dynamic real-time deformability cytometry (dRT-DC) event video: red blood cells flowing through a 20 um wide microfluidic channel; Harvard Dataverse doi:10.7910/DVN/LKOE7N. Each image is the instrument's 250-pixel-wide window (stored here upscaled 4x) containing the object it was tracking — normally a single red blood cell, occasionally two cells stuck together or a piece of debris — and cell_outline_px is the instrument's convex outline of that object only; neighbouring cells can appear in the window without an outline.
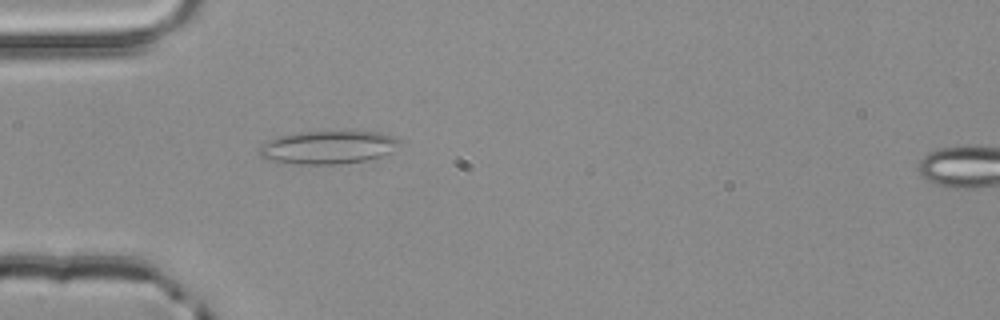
{"species": "common noctule bat (a hibernating species)", "species_latin": "Nyctalus noctula", "temperature_condition": "room temperature", "stored_images_in_passage": 2, "segment_of_instrument_passage": [1, 2], "camera_frame_rate_fps": 3000, "um_per_image_px": 0.085, "animal": {"sex": "male", "body_mass_g": 20.4}, "frame": {"image": 1, "passage_image": 1, "time_ms": 0.0, "image_size_px": [1000, 320], "cell_outline_px": [[404, 140], [392, 152], [368, 160], [340, 164], [300, 164], [264, 160], [260, 156], [260, 144], [268, 140], [280, 136], [300, 132], [380, 132], [396, 136]], "centroid_in_image_um": [27.92, 12.53], "position_along_channel_um": 57.1, "area_um2": 27.28}}